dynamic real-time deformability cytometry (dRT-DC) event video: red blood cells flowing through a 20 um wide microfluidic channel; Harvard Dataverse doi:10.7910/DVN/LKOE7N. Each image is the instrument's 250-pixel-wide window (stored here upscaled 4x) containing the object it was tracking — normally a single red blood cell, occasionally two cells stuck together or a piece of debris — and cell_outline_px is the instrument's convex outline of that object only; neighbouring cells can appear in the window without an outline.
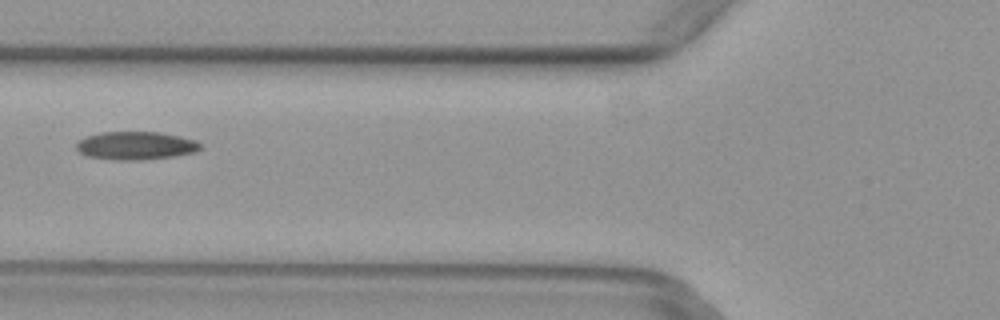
{"species": "common noctule bat (a hibernating species)", "species_latin": "Nyctalus noctula", "temperature_condition": "warm", "stored_images_in_passage": 5, "camera_frame_rate_fps": 3000, "um_per_image_px": 0.085, "animal": {"sex": "female", "body_mass_g": 29.2, "forearm_length_mm": 56.3}, "frame": {"image": 1, "passage_image": 5, "time_ms": 1.333, "image_size_px": [1000, 320], "cell_outline_px": [[200, 148], [196, 152], [176, 156], [144, 160], [116, 160], [88, 156], [80, 152], [76, 148], [76, 144], [84, 136], [100, 132], [160, 132], [180, 136], [196, 140], [200, 144]], "centroid_in_image_um": [11.55, 12.38], "position_along_channel_um": 114.3, "area_um2": 20.46}}